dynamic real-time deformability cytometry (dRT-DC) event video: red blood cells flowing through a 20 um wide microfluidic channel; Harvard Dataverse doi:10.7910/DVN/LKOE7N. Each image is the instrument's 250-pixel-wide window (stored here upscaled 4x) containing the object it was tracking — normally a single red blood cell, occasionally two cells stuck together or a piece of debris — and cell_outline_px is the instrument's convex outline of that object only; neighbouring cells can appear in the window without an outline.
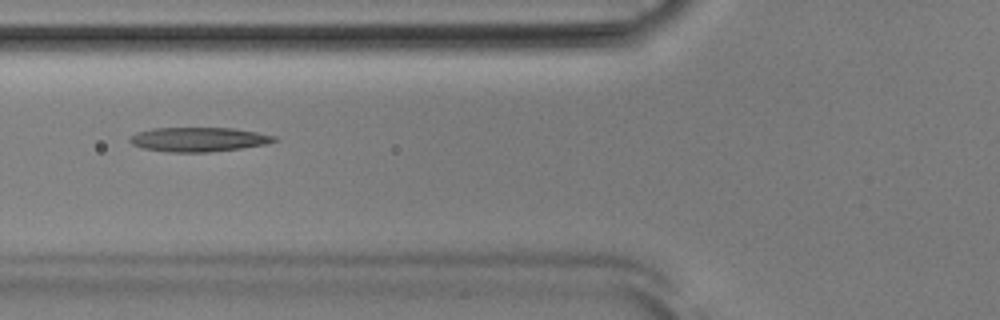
{"species": "Egyptian fruit bat (a non-hibernating species)", "species_latin": "Rousettus aegyptiacus", "temperature_condition": "room temperature", "stored_images_in_passage": 37, "camera_frame_rate_fps": 3000, "um_per_image_px": 0.085, "animal": {"sex": "male"}, "frame": {"image": 1, "passage_image": 5, "time_ms": 1.333, "image_size_px": [1000, 320], "cell_outline_px": [[280, 140], [264, 144], [240, 148], [208, 152], [168, 152], [144, 148], [132, 144], [128, 140], [128, 136], [136, 132], [152, 128], [232, 128], [256, 132], [276, 136]], "centroid_in_image_um": [16.84, 11.84], "position_along_channel_um": 109.0, "area_um2": 20.46}}
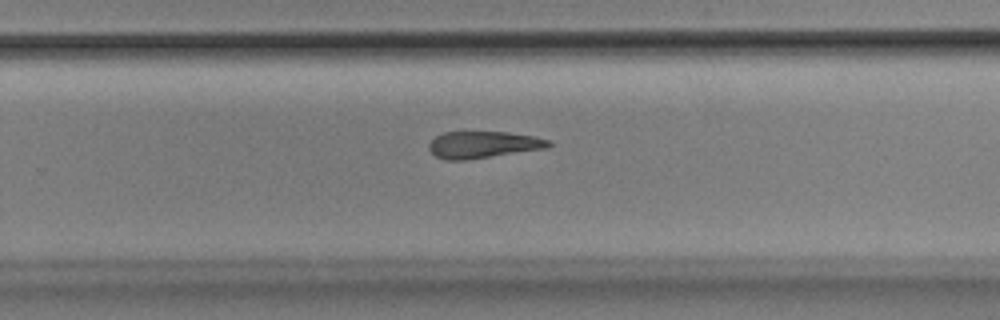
{"frame": {"image": 2, "passage_image": 19, "time_ms": 6.0, "image_size_px": [1000, 320], "cell_outline_px": [[552, 144], [548, 148], [464, 160], [444, 160], [436, 156], [428, 148], [428, 144], [436, 136], [444, 132], [508, 132], [532, 136], [552, 140]], "centroid_in_image_um": [41.08, 12.29], "position_along_channel_um": 288.7, "area_um2": 18.67}}
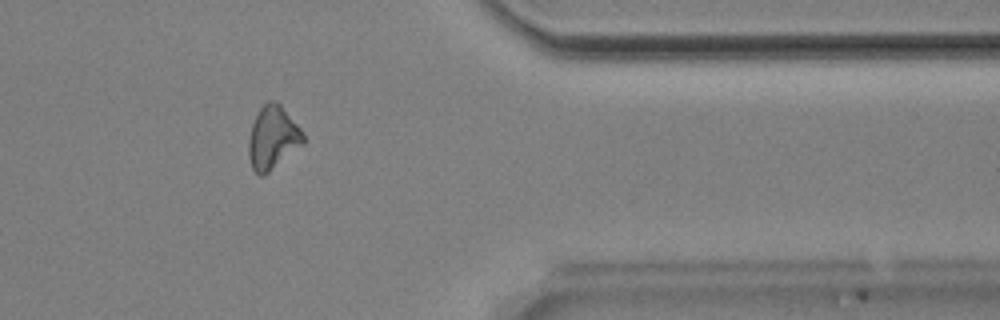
{"frame": {"image": 3, "passage_image": 28, "time_ms": 9.0, "image_size_px": [1000, 320], "cell_outline_px": [[304, 144], [264, 176], [260, 176], [252, 168], [248, 156], [248, 140], [252, 124], [260, 108], [268, 100], [276, 100], [280, 104], [304, 132]], "centroid_in_image_um": [23.18, 11.71], "position_along_channel_um": 388.2, "area_um2": 20.23}}